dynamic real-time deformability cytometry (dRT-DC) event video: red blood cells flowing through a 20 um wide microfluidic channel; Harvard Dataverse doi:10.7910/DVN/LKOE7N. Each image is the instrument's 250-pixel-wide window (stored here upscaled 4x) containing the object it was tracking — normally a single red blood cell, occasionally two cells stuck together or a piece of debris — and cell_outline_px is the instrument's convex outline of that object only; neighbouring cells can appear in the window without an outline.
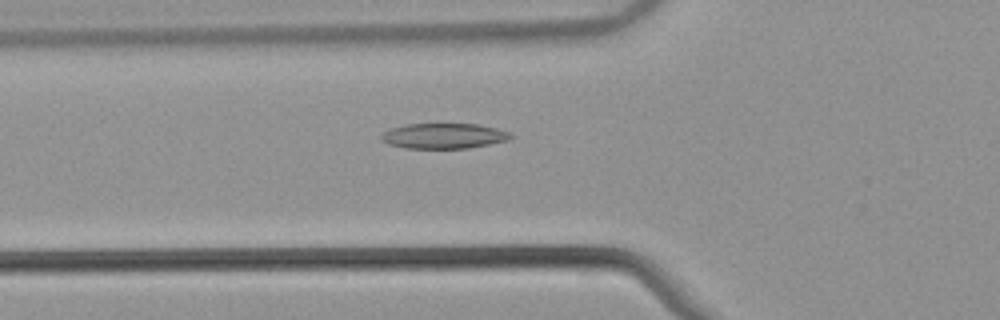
{"species": "common noctule bat (a hibernating species)", "species_latin": "Nyctalus noctula", "temperature_condition": "warm", "stored_images_in_passage": 42, "camera_frame_rate_fps": 3000, "um_per_image_px": 0.085, "animal": {"sex": "male", "body_mass_g": 21.5, "forearm_length_mm": 52.0}, "frame": {"image": 1, "passage_image": 8, "time_ms": 2.333, "image_size_px": [1000, 320], "cell_outline_px": [[512, 136], [508, 140], [468, 148], [404, 148], [388, 144], [380, 140], [380, 136], [384, 132], [392, 128], [404, 124], [476, 124], [496, 128], [512, 132]], "centroid_in_image_um": [37.7, 11.55], "position_along_channel_um": 88.1, "area_um2": 19.07}}
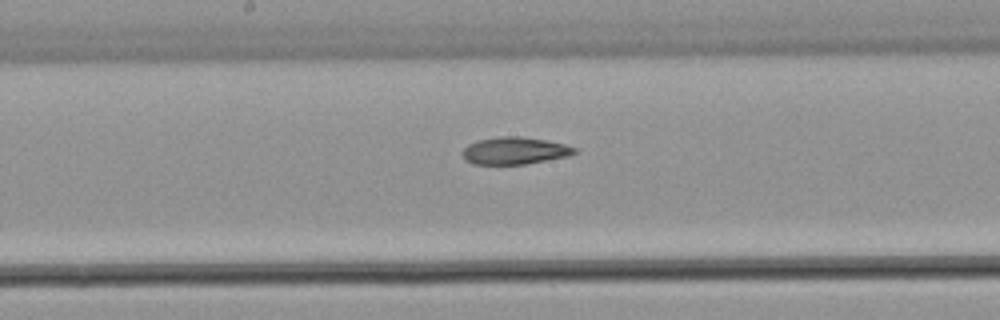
{"frame": {"image": 2, "passage_image": 17, "time_ms": 5.333, "image_size_px": [1000, 320], "cell_outline_px": [[576, 152], [568, 156], [524, 164], [472, 164], [464, 160], [464, 148], [468, 144], [476, 140], [500, 136], [520, 136], [544, 140], [564, 144], [576, 148]], "centroid_in_image_um": [43.71, 12.8], "position_along_channel_um": 204.5, "area_um2": 17.63}}
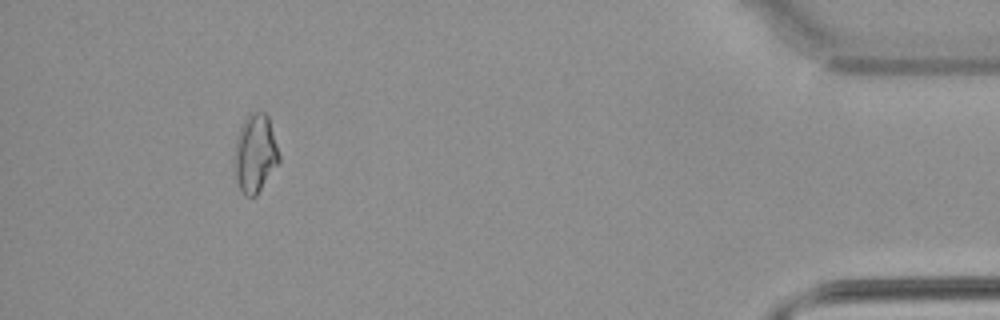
{"frame": {"image": 3, "passage_image": 38, "time_ms": 12.333, "image_size_px": [1000, 320], "cell_outline_px": [[280, 160], [256, 196], [244, 196], [240, 192], [232, 172], [232, 156], [236, 140], [240, 128], [248, 112], [264, 112], [268, 116], [280, 152]], "centroid_in_image_um": [21.64, 13.07], "position_along_channel_um": 413.6, "area_um2": 21.04}, "authors_computed_cell_mechanics": {"area_um2": 18.5827, "velocity_mm_per_s": 3.8633, "shape_relaxation_time_tau1_ms": null, "shape_relaxation_time_tau2_ms": 3.6025, "deformation_change_tau1": null, "deformation_change_tau2": 0.1048}}